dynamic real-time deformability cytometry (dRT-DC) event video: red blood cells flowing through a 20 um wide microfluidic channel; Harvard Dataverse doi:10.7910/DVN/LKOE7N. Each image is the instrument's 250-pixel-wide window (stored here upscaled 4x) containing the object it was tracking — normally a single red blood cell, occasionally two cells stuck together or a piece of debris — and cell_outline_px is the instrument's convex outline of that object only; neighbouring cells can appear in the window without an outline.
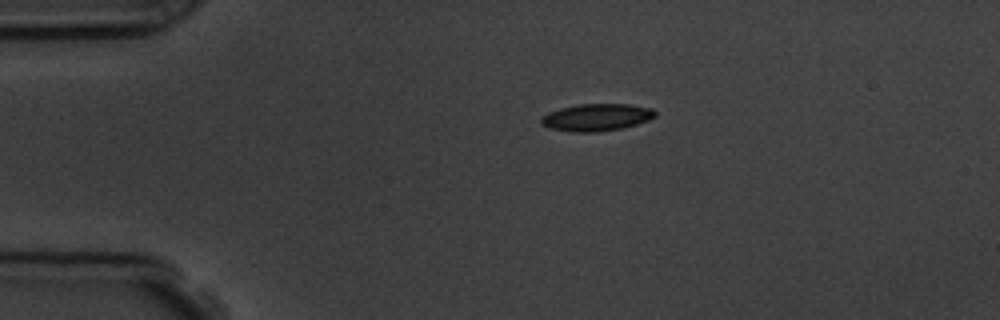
{"species": "common noctule bat (a hibernating species)", "species_latin": "Nyctalus noctula", "temperature_condition": "room temperature", "stored_images_in_passage": 4, "camera_frame_rate_fps": 3000, "um_per_image_px": 0.085, "animal": {"sex": "male", "body_mass_g": 19.5, "forearm_length_mm": 54.6}, "frame": {"image": 1, "passage_image": 1, "time_ms": 0.0, "image_size_px": [1000, 320], "cell_outline_px": [[656, 116], [648, 120], [624, 128], [596, 132], [572, 132], [548, 128], [540, 124], [540, 116], [548, 112], [560, 108], [580, 104], [628, 104], [652, 108], [656, 112]], "centroid_in_image_um": [50.67, 9.98], "position_along_channel_um": 34.3, "area_um2": 18.26}}
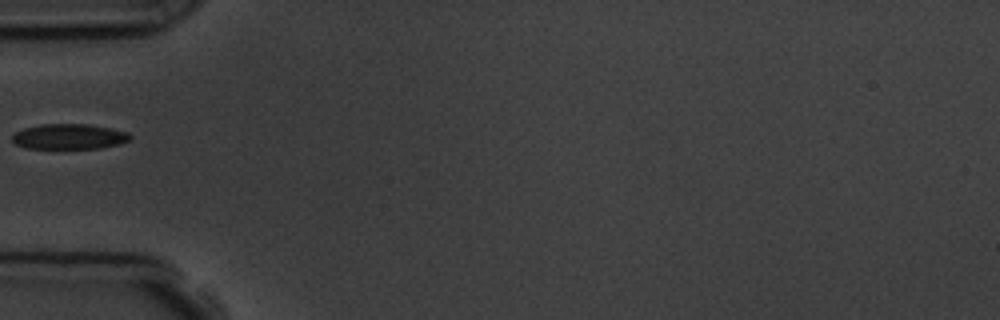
{"frame": {"image": 2, "passage_image": 3, "time_ms": 2.333, "image_size_px": [1000, 320], "cell_outline_px": [[132, 136], [128, 140], [120, 144], [100, 148], [24, 148], [16, 144], [12, 140], [12, 136], [16, 132], [24, 128], [40, 124], [88, 124], [112, 128], [128, 132]], "centroid_in_image_um": [5.89, 11.6], "position_along_channel_um": 79.1, "area_um2": 17.4}}